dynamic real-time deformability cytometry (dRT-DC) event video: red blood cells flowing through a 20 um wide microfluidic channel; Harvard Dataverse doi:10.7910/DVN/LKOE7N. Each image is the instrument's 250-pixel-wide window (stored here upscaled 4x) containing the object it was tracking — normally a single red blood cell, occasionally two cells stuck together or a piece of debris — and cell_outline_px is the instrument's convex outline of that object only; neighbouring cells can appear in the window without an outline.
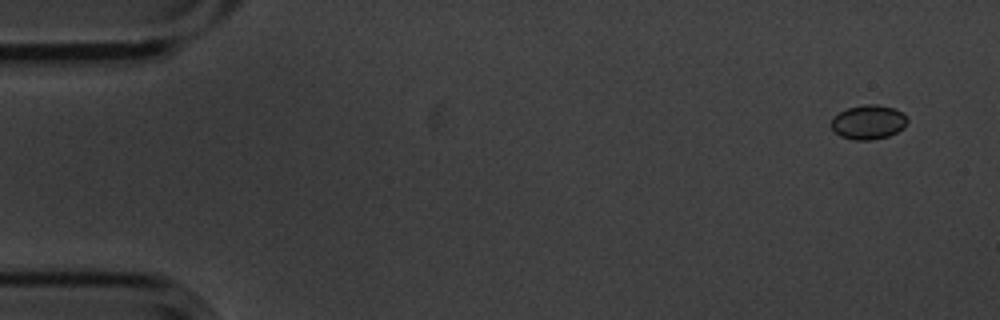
{"species": "common noctule bat (a hibernating species)", "species_latin": "Nyctalus noctula", "temperature_condition": "cold", "stored_images_in_passage": 8, "camera_frame_rate_fps": 3000, "um_per_image_px": 0.085, "animal": {"sex": "male", "body_mass_g": 20.1, "forearm_length_mm": 53.5}, "frame": {"image": 1, "passage_image": 1, "time_ms": 0.0, "image_size_px": [1000, 320], "cell_outline_px": [[908, 120], [904, 128], [888, 136], [872, 140], [856, 140], [840, 136], [832, 128], [832, 116], [848, 108], [864, 104], [876, 104], [896, 108]], "centroid_in_image_um": [73.81, 10.37], "position_along_channel_um": 11.2, "area_um2": 15.14}}
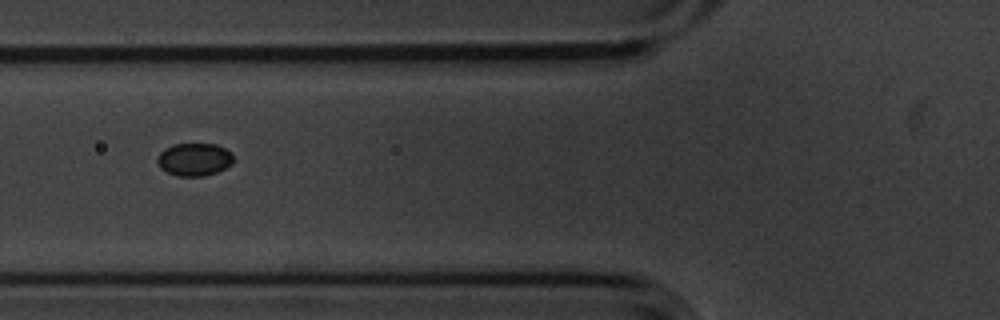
{"frame": {"image": 2, "passage_image": 6, "time_ms": 1.667, "image_size_px": [1000, 320], "cell_outline_px": [[232, 164], [216, 172], [204, 176], [180, 176], [168, 172], [160, 168], [156, 160], [156, 156], [164, 148], [172, 144], [216, 144], [232, 152]], "centroid_in_image_um": [16.48, 13.54], "position_along_channel_um": 109.3, "area_um2": 14.57}}
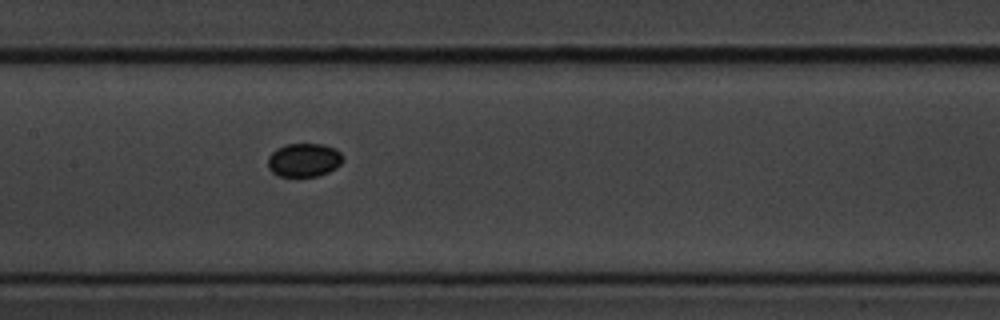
{"frame": {"image": 3, "passage_image": 8, "time_ms": 2.333, "image_size_px": [1000, 320], "cell_outline_px": [[344, 160], [336, 168], [328, 172], [316, 176], [280, 176], [272, 172], [268, 168], [268, 156], [276, 148], [284, 144], [324, 144], [336, 148], [344, 156]], "centroid_in_image_um": [25.85, 13.58], "position_along_channel_um": 181.5, "area_um2": 14.85}}